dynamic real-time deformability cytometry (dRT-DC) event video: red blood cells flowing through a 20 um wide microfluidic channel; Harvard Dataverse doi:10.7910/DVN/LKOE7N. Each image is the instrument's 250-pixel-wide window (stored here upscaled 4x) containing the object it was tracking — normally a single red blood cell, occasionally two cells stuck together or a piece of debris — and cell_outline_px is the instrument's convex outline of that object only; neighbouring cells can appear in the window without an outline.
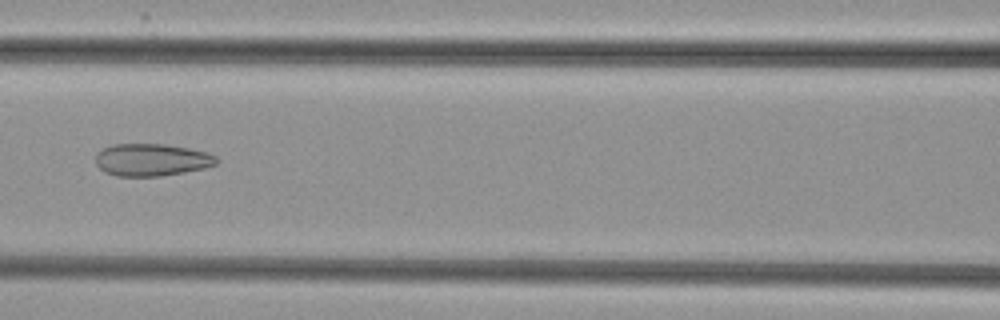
{"species": "common noctule bat (a hibernating species)", "species_latin": "Nyctalus noctula", "temperature_condition": "cold", "stored_images_in_passage": 46, "camera_frame_rate_fps": 3000, "um_per_image_px": 0.085, "animal": {"sex": "female", "body_mass_g": 29.2, "forearm_length_mm": 56.3}, "frame": {"image": 1, "passage_image": 18, "time_ms": 5.667, "image_size_px": [1000, 320], "cell_outline_px": [[220, 160], [216, 164], [204, 168], [184, 172], [160, 176], [116, 176], [104, 172], [96, 164], [96, 152], [112, 144], [164, 144], [188, 148], [204, 152], [216, 156]], "centroid_in_image_um": [12.87, 13.59], "position_along_channel_um": 153.7, "area_um2": 22.77}}
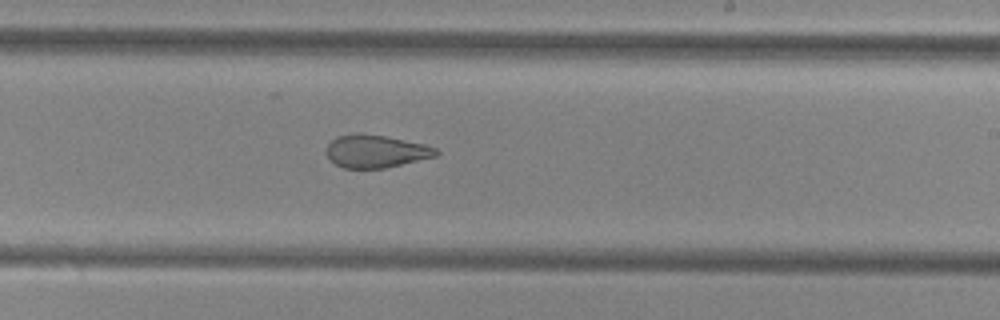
{"frame": {"image": 2, "passage_image": 26, "time_ms": 8.333, "image_size_px": [1000, 320], "cell_outline_px": [[440, 152], [436, 156], [384, 168], [344, 168], [328, 160], [328, 144], [336, 136], [356, 132], [360, 132], [384, 136], [424, 144], [436, 148]], "centroid_in_image_um": [31.92, 12.85], "position_along_channel_um": 257.1, "area_um2": 20.87}}
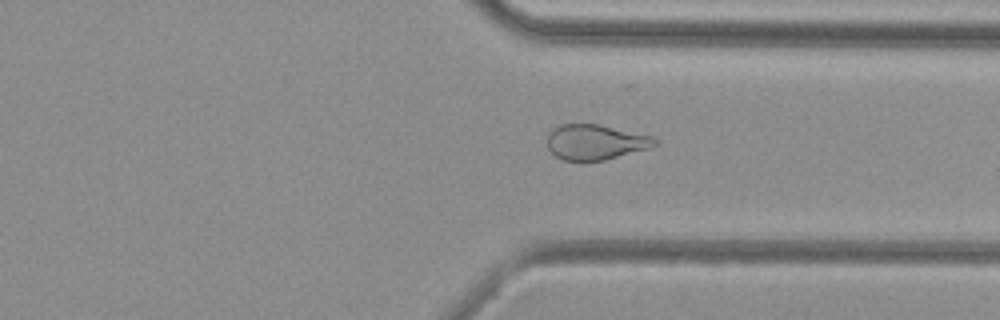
{"frame": {"image": 3, "passage_image": 34, "time_ms": 11.0, "image_size_px": [1000, 320], "cell_outline_px": [[660, 144], [652, 148], [604, 160], [564, 160], [556, 156], [548, 148], [548, 132], [552, 128], [560, 124], [600, 124], [652, 136]], "centroid_in_image_um": [50.64, 12.07], "position_along_channel_um": 360.8, "area_um2": 22.2}}